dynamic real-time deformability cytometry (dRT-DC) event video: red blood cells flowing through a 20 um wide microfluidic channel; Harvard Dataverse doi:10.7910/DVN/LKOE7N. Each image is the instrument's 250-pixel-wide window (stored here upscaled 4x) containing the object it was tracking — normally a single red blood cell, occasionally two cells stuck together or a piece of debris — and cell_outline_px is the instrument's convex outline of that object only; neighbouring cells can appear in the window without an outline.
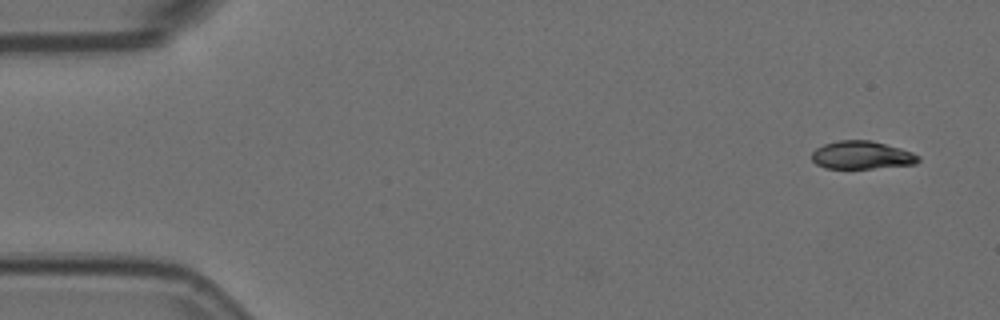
{"species": "Egyptian fruit bat (a non-hibernating species)", "species_latin": "Rousettus aegyptiacus", "temperature_condition": "room temperature", "stored_images_in_passage": 4, "camera_frame_rate_fps": 3000, "um_per_image_px": 0.085, "animal": {"sex": "female"}, "frame": {"image": 1, "passage_image": 1, "time_ms": 0.0, "image_size_px": [1000, 320], "cell_outline_px": [[920, 160], [916, 164], [872, 168], [824, 168], [816, 164], [812, 160], [812, 152], [816, 148], [824, 144], [840, 140], [868, 140], [900, 148], [912, 152], [920, 156]], "centroid_in_image_um": [73.24, 13.19], "position_along_channel_um": 11.8, "area_um2": 17.28}}
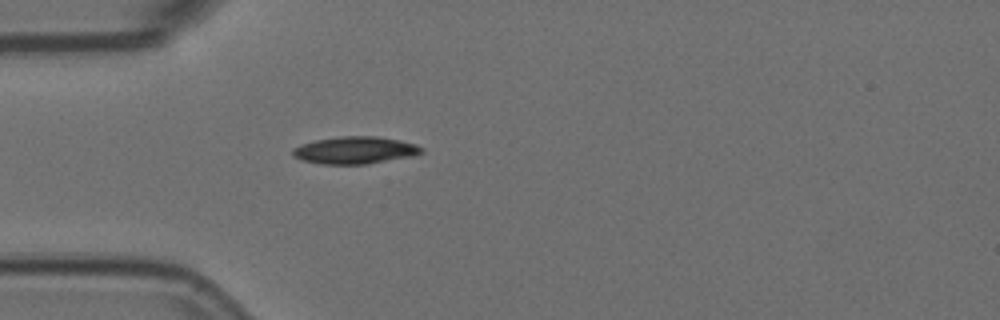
{"frame": {"image": 2, "passage_image": 4, "time_ms": 1.0, "image_size_px": [1000, 320], "cell_outline_px": [[424, 152], [412, 156], [368, 164], [320, 164], [304, 160], [292, 156], [292, 148], [316, 140], [340, 136], [376, 136], [400, 140], [416, 144], [424, 148]], "centroid_in_image_um": [30.21, 12.77], "position_along_channel_um": 54.8, "area_um2": 20.46}}